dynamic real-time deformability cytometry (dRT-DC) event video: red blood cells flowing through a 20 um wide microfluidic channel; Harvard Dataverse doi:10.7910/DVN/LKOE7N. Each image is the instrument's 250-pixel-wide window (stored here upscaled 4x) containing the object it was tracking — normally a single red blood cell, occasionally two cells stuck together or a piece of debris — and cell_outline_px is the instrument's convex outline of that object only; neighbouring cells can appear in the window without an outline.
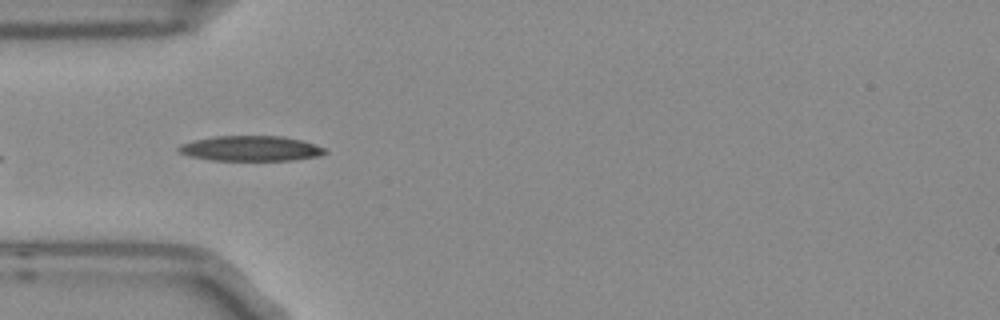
{"species": "Egyptian fruit bat (a non-hibernating species)", "species_latin": "Rousettus aegyptiacus", "temperature_condition": "room temperature", "stored_images_in_passage": 8, "camera_frame_rate_fps": 3000, "um_per_image_px": 0.085, "frame": {"image": 1, "passage_image": 5, "time_ms": 1.333, "image_size_px": [1000, 320], "cell_outline_px": [[328, 152], [320, 156], [292, 160], [212, 160], [188, 156], [180, 152], [176, 148], [180, 144], [196, 140], [216, 136], [280, 136], [300, 140], [324, 148]], "centroid_in_image_um": [21.29, 12.62], "position_along_channel_um": 63.7, "area_um2": 21.27}}
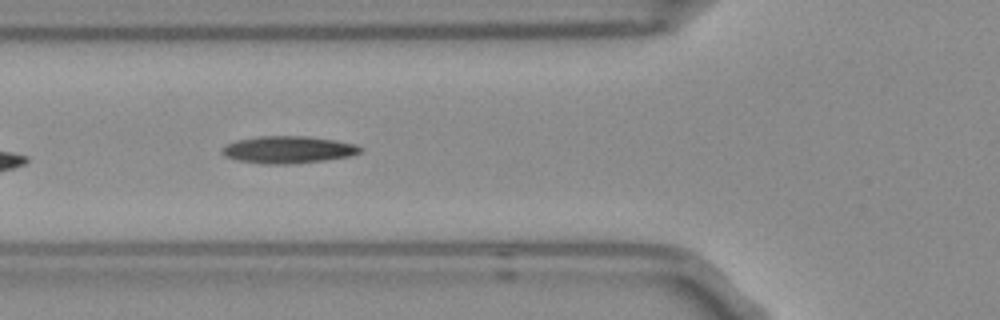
{"frame": {"image": 2, "passage_image": 6, "time_ms": 1.667, "image_size_px": [1000, 320], "cell_outline_px": [[364, 148], [360, 152], [352, 156], [324, 160], [288, 164], [264, 164], [236, 160], [224, 156], [220, 152], [220, 148], [236, 140], [260, 136], [308, 136], [336, 140], [356, 144]], "centroid_in_image_um": [24.49, 12.72], "position_along_channel_um": 101.3, "area_um2": 22.08}}